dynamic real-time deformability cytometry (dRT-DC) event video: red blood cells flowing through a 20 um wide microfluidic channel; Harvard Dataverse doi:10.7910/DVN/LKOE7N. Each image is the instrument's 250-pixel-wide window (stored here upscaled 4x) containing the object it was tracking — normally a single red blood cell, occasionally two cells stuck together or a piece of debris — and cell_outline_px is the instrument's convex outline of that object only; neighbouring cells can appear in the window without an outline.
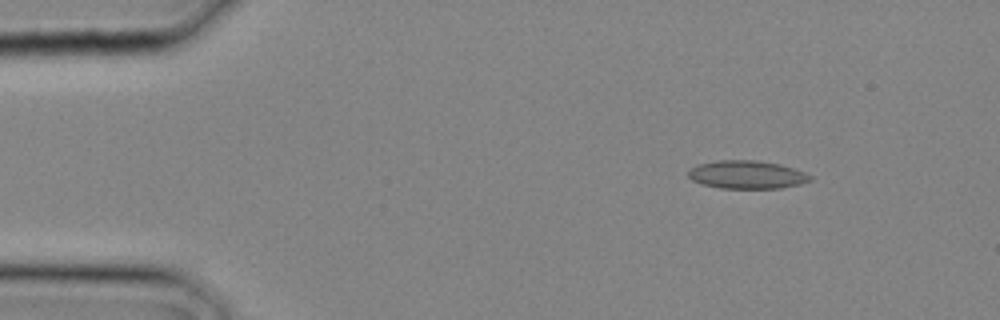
{"species": "common noctule bat (a hibernating species)", "species_latin": "Nyctalus noctula", "temperature_condition": "cold", "stored_images_in_passage": 11, "camera_frame_rate_fps": 3000, "um_per_image_px": 0.085, "animal": {"sex": "male", "body_mass_g": 20.4}, "frame": {"image": 1, "passage_image": 1, "time_ms": 0.0, "image_size_px": [1000, 320], "cell_outline_px": [[812, 180], [800, 184], [780, 188], [720, 188], [700, 184], [692, 180], [688, 176], [688, 168], [700, 164], [716, 160], [756, 160], [780, 164], [804, 172], [812, 176]], "centroid_in_image_um": [63.46, 14.84], "position_along_channel_um": 21.5, "area_um2": 20.06}}
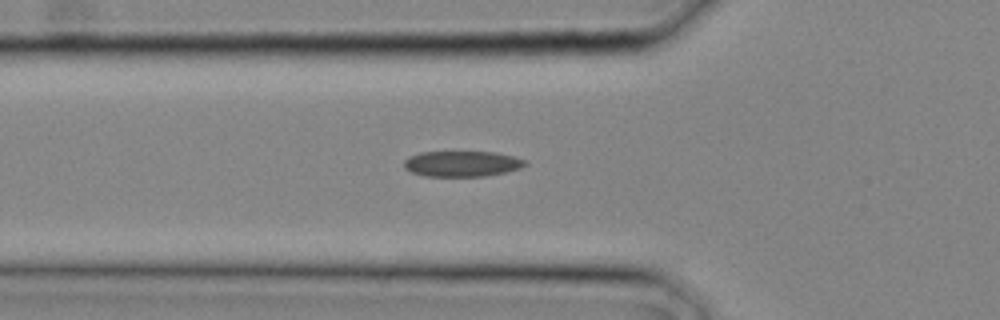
{"frame": {"image": 2, "passage_image": 7, "time_ms": 2.0, "image_size_px": [1000, 320], "cell_outline_px": [[528, 164], [520, 168], [504, 172], [484, 176], [424, 176], [412, 172], [404, 168], [404, 160], [408, 156], [420, 152], [496, 152], [512, 156], [524, 160]], "centroid_in_image_um": [39.23, 13.91], "position_along_channel_um": 86.6, "area_um2": 18.03}}
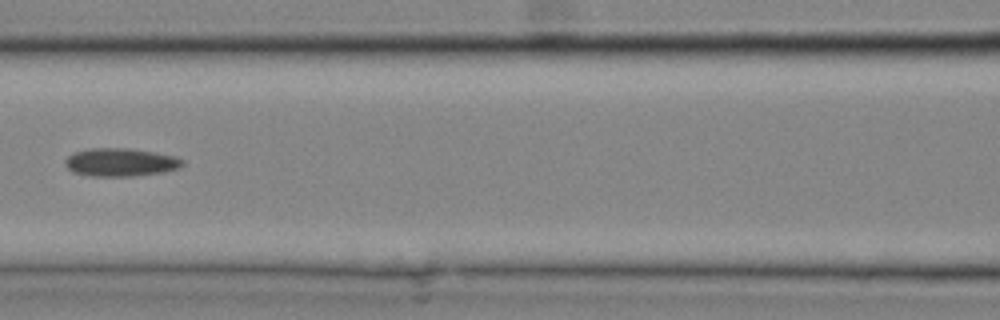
{"frame": {"image": 3, "passage_image": 10, "time_ms": 3.0, "image_size_px": [1000, 320], "cell_outline_px": [[184, 164], [180, 168], [164, 172], [132, 176], [92, 176], [72, 172], [64, 164], [64, 160], [72, 152], [88, 148], [128, 148], [156, 152], [176, 156], [184, 160]], "centroid_in_image_um": [10.25, 13.78], "position_along_channel_um": 156.4, "area_um2": 19.54}}